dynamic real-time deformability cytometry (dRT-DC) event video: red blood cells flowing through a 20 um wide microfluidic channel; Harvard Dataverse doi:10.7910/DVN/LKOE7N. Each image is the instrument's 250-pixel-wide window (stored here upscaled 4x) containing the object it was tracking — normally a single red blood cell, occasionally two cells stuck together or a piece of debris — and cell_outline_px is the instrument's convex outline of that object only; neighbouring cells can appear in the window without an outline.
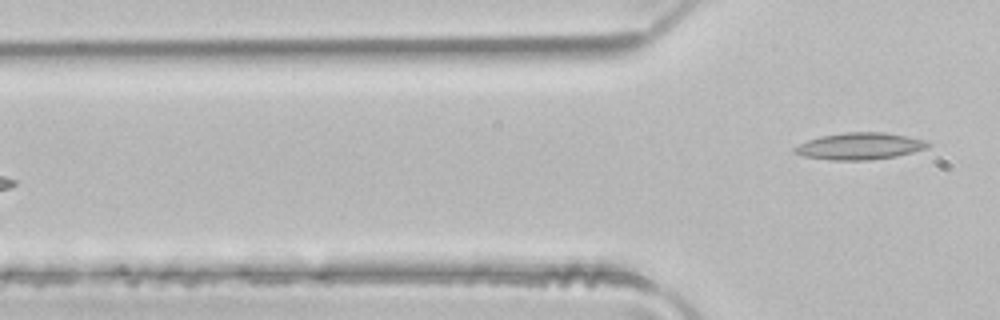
{"species": "common noctule bat (a hibernating species)", "species_latin": "Nyctalus noctula", "temperature_condition": "room temperature", "stored_images_in_passage": 5, "camera_frame_rate_fps": 3000, "um_per_image_px": 0.085, "animal": {"sex": "male", "body_mass_g": 21.5, "forearm_length_mm": 52.0}, "frame": {"image": 1, "passage_image": 5, "time_ms": 1.333, "image_size_px": [1000, 320], "cell_outline_px": [[932, 144], [928, 148], [896, 156], [868, 160], [832, 160], [804, 156], [792, 152], [792, 148], [808, 140], [820, 136], [844, 132], [884, 132], [924, 140]], "centroid_in_image_um": [73.06, 12.42], "position_along_channel_um": 52.7, "area_um2": 20.75}}